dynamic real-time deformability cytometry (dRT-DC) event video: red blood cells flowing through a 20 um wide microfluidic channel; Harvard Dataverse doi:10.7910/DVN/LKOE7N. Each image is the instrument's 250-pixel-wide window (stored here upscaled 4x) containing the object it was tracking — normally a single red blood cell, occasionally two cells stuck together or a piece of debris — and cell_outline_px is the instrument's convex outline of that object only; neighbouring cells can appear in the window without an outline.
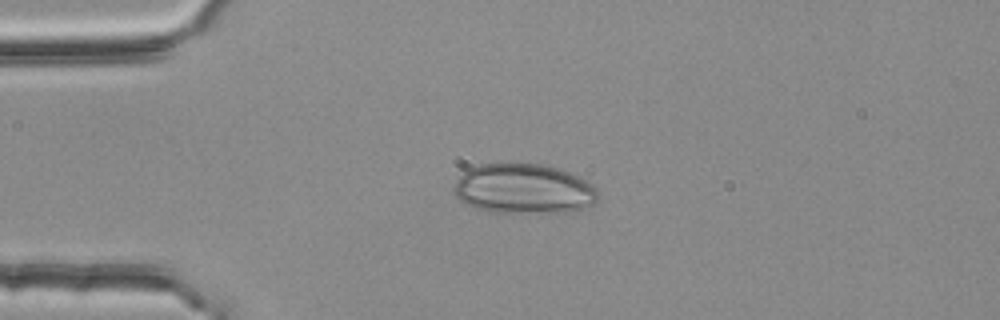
{"species": "common noctule bat (a hibernating species)", "species_latin": "Nyctalus noctula", "temperature_condition": "room temperature", "stored_images_in_passage": 3, "camera_frame_rate_fps": 3000, "um_per_image_px": 0.085, "animal": {"sex": "female", "body_mass_g": 25.1}, "frame": {"image": 1, "passage_image": 1, "time_ms": 0.0, "image_size_px": [1000, 320], "cell_outline_px": [[596, 200], [592, 204], [584, 208], [568, 212], [488, 212], [472, 208], [460, 200], [456, 196], [456, 180], [468, 168], [480, 164], [540, 164], [556, 168], [580, 176], [588, 180], [596, 188]], "centroid_in_image_um": [44.51, 16.06], "position_along_channel_um": 40.5, "area_um2": 41.73}}
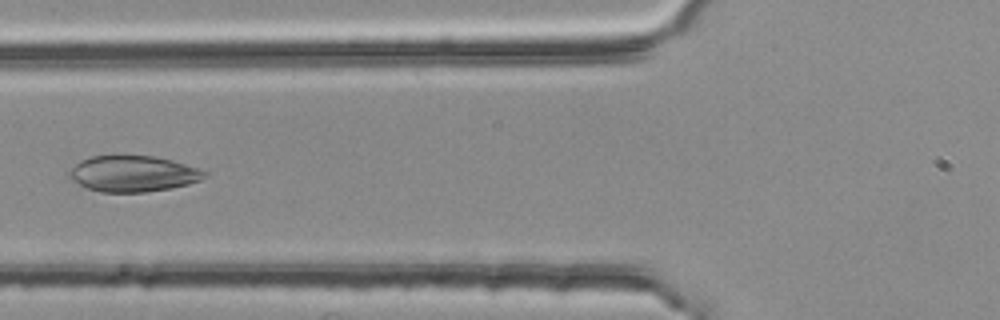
{"frame": {"image": 2, "passage_image": 3, "time_ms": 0.667, "image_size_px": [1000, 320], "cell_outline_px": [[208, 176], [200, 180], [188, 184], [172, 188], [148, 192], [100, 192], [84, 188], [68, 176], [68, 172], [76, 164], [92, 156], [116, 152], [156, 156], [172, 160], [208, 172]], "centroid_in_image_um": [11.29, 14.73], "position_along_channel_um": 114.5, "area_um2": 29.25}}